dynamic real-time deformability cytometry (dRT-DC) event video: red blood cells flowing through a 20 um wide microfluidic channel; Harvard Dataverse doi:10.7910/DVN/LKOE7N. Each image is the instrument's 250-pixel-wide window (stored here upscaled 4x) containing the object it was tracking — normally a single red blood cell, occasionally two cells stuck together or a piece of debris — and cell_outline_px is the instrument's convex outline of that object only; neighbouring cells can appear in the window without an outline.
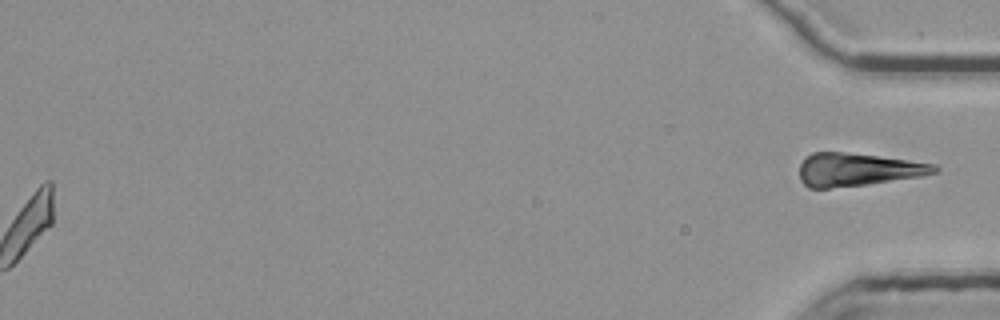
{"species": "common noctule bat (a hibernating species)", "species_latin": "Nyctalus noctula", "temperature_condition": "room temperature", "stored_images_in_passage": 54, "segment_of_instrument_passage": [2, 2], "camera_frame_rate_fps": 3000, "um_per_image_px": 0.085, "animal": {"sex": "female", "body_mass_g": 25.1}, "frame": {"image": 1, "passage_image": 54, "time_ms": 17.667, "image_size_px": [1000, 320], "cell_outline_px": [[940, 168], [936, 172], [920, 176], [864, 184], [828, 188], [808, 188], [800, 180], [800, 164], [812, 152], [844, 152], [876, 156], [936, 164]], "centroid_in_image_um": [72.87, 14.41], "position_along_channel_um": 362.3, "area_um2": 25.43}}